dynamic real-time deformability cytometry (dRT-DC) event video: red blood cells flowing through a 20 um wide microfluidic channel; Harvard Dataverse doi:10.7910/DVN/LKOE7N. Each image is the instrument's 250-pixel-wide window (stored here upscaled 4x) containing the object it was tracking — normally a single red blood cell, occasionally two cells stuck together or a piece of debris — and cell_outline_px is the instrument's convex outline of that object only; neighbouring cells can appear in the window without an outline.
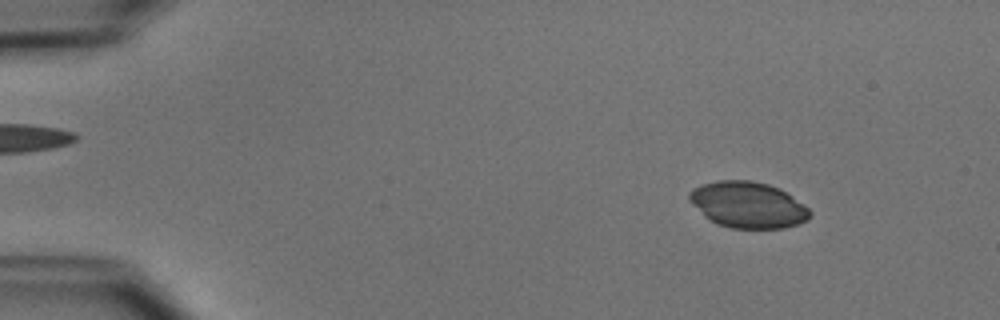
{"species": "common noctule bat (a hibernating species)", "species_latin": "Nyctalus noctula", "temperature_condition": "cold", "stored_images_in_passage": 51, "camera_frame_rate_fps": 3000, "um_per_image_px": 0.085, "animal": {"sex": "male", "body_mass_g": 15.6}, "frame": {"image": 1, "passage_image": 6, "time_ms": 1.667, "image_size_px": [1000, 320], "cell_outline_px": [[812, 212], [808, 220], [800, 224], [784, 228], [732, 228], [716, 224], [704, 216], [688, 200], [688, 192], [692, 188], [700, 184], [716, 180], [752, 180], [768, 184], [780, 188], [804, 204]], "centroid_in_image_um": [63.56, 17.4], "position_along_channel_um": 21.4, "area_um2": 32.83}}